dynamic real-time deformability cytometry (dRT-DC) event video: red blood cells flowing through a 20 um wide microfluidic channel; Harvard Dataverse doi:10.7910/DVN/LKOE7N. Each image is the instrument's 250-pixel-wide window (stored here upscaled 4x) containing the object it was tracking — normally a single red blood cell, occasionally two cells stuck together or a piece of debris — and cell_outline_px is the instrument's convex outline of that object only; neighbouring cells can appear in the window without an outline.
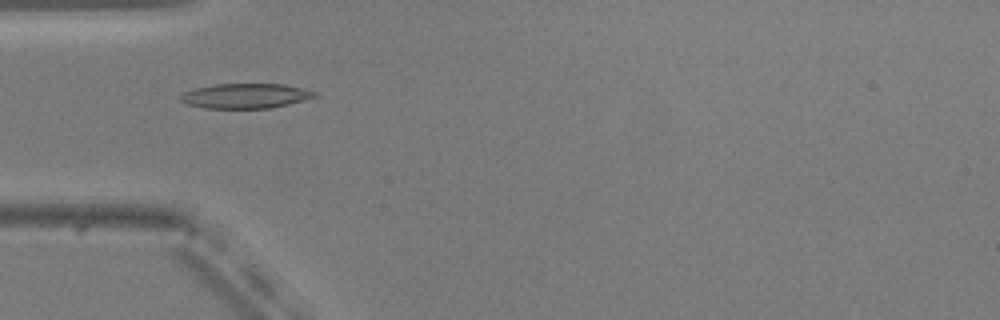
{"species": "common noctule bat (a hibernating species)", "species_latin": "Nyctalus noctula", "temperature_condition": "warm", "stored_images_in_passage": 43, "camera_frame_rate_fps": 3000, "um_per_image_px": 0.085, "animal": {"sex": "male", "body_mass_g": 20.5, "forearm_length_mm": 52.5}, "frame": {"image": 1, "passage_image": 6, "time_ms": 1.667, "image_size_px": [1000, 320], "cell_outline_px": [[316, 96], [288, 104], [272, 108], [204, 108], [188, 104], [180, 100], [180, 96], [184, 92], [196, 88], [216, 84], [284, 84], [316, 92]], "centroid_in_image_um": [20.84, 8.15], "position_along_channel_um": 64.2, "area_um2": 19.13}}
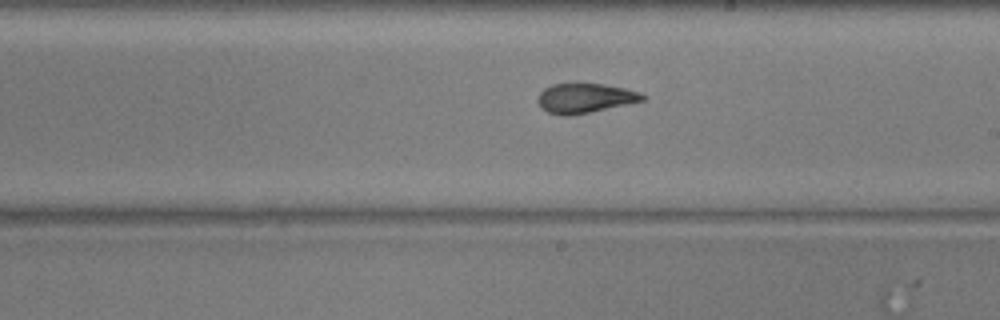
{"frame": {"image": 2, "passage_image": 20, "time_ms": 6.333, "image_size_px": [1000, 320], "cell_outline_px": [[648, 96], [644, 100], [588, 112], [568, 116], [560, 116], [548, 112], [540, 108], [536, 100], [540, 92], [544, 88], [552, 84], [604, 84], [624, 88], [640, 92]], "centroid_in_image_um": [49.68, 8.34], "position_along_channel_um": 239.3, "area_um2": 17.98}}
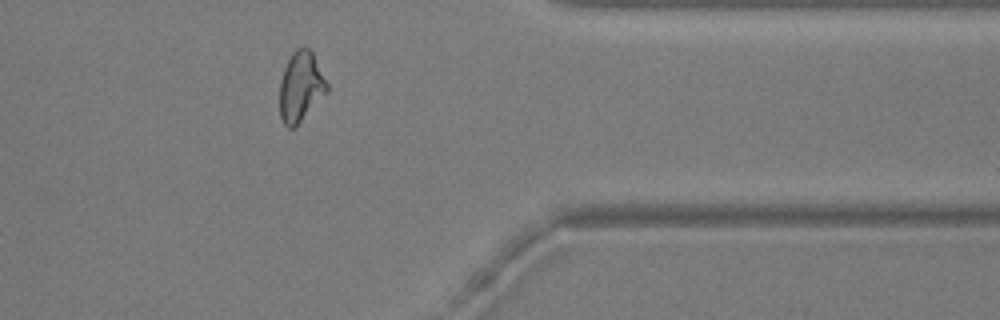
{"frame": {"image": 3, "passage_image": 33, "time_ms": 10.667, "image_size_px": [1000, 320], "cell_outline_px": [[328, 92], [296, 128], [288, 128], [284, 124], [280, 116], [280, 80], [284, 68], [292, 52], [296, 48], [308, 48], [312, 52], [328, 84]], "centroid_in_image_um": [25.57, 7.41], "position_along_channel_um": 385.8, "area_um2": 19.42}, "authors_computed_cell_mechanics": {"area_um2": 19.0162, "velocity_mm_per_s": 3.7319, "shape_relaxation_time_tau1_ms": null, "shape_relaxation_time_tau2_ms": 1.4964, "deformation_change_tau1": null, "deformation_change_tau2": 0.084}}